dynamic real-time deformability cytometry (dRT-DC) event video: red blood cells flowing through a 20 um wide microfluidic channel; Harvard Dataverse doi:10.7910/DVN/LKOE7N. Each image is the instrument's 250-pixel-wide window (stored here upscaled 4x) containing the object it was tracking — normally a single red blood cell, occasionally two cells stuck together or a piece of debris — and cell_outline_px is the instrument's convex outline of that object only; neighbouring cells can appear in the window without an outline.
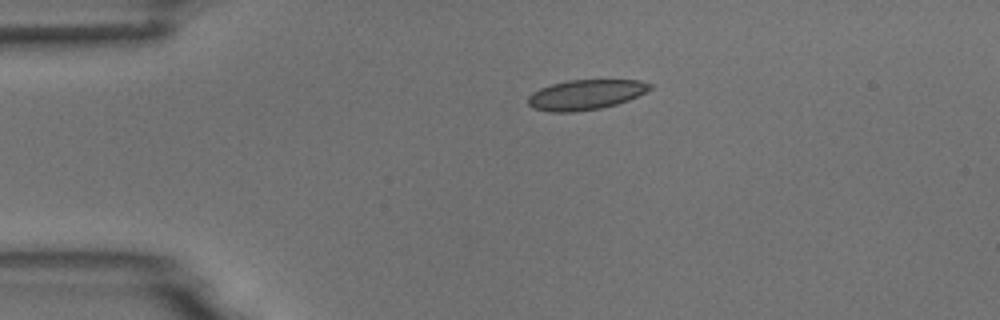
{"species": "common noctule bat (a hibernating species)", "species_latin": "Nyctalus noctula", "temperature_condition": "room temperature", "stored_images_in_passage": 4, "camera_frame_rate_fps": 3000, "um_per_image_px": 0.085, "animal": {"sex": "male", "body_mass_g": 18.8}, "frame": {"image": 1, "passage_image": 4, "time_ms": 3.667, "image_size_px": [1000, 320], "cell_outline_px": [[652, 88], [628, 100], [616, 104], [600, 108], [576, 112], [548, 112], [532, 108], [528, 104], [528, 96], [532, 92], [540, 88], [552, 84], [568, 80], [640, 80], [652, 84]], "centroid_in_image_um": [49.74, 8.05], "position_along_channel_um": 35.3, "area_um2": 21.33}}